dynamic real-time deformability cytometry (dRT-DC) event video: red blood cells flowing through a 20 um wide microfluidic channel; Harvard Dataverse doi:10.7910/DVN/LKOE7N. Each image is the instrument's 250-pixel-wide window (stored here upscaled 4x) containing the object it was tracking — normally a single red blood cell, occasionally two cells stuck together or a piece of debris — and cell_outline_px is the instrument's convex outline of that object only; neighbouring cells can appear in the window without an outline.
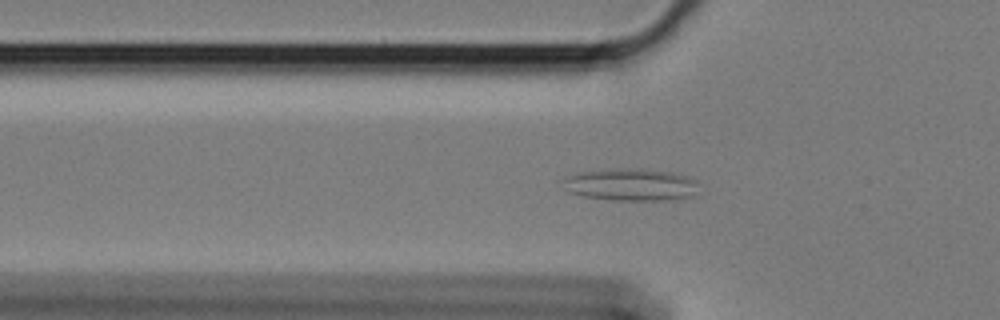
{"species": "Egyptian fruit bat (a non-hibernating species)", "species_latin": "Rousettus aegyptiacus", "temperature_condition": "cold", "stored_images_in_passage": 54, "camera_frame_rate_fps": 3000, "um_per_image_px": 0.085, "animal": {"sex": "female"}, "frame": {"image": 1, "passage_image": 13, "time_ms": 4.0, "image_size_px": [1000, 320], "cell_outline_px": [[696, 184], [688, 196], [668, 200], [612, 200], [584, 196], [568, 192], [564, 180], [564, 176], [580, 172], [616, 168], [640, 168], [672, 172], [688, 176]], "centroid_in_image_um": [53.53, 15.68], "position_along_channel_um": 72.3, "area_um2": 25.09}}
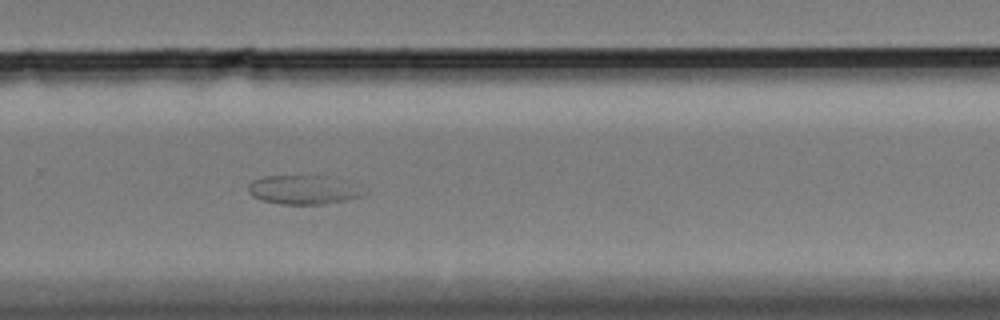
{"frame": {"image": 2, "passage_image": 34, "time_ms": 11.0, "image_size_px": [1000, 320], "cell_outline_px": [[368, 192], [364, 196], [324, 204], [280, 204], [260, 200], [252, 196], [248, 192], [248, 184], [252, 180], [264, 176], [324, 176]], "centroid_in_image_um": [25.66, 16.15], "position_along_channel_um": 304.1, "area_um2": 19.02}}
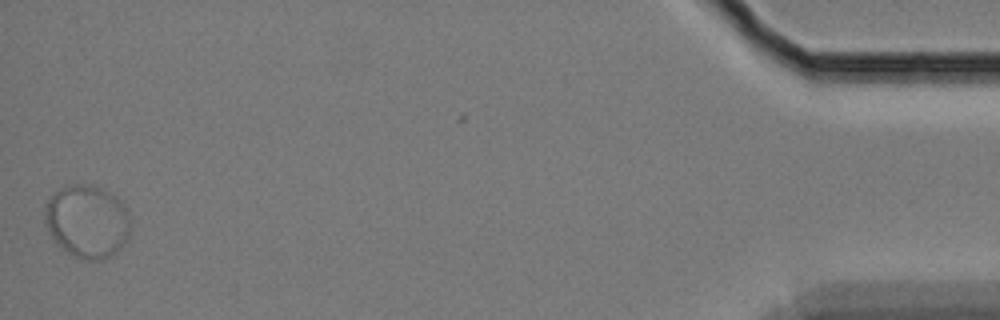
{"frame": {"image": 3, "passage_image": 53, "time_ms": 17.333, "image_size_px": [1000, 320], "cell_outline_px": [[132, 232], [120, 248], [116, 252], [104, 260], [84, 260], [60, 248], [48, 232], [44, 220], [44, 212], [48, 200], [60, 188], [68, 184], [92, 184], [104, 188], [116, 196], [124, 208], [128, 216]], "centroid_in_image_um": [7.4, 18.81], "position_along_channel_um": 427.8, "area_um2": 36.7}}